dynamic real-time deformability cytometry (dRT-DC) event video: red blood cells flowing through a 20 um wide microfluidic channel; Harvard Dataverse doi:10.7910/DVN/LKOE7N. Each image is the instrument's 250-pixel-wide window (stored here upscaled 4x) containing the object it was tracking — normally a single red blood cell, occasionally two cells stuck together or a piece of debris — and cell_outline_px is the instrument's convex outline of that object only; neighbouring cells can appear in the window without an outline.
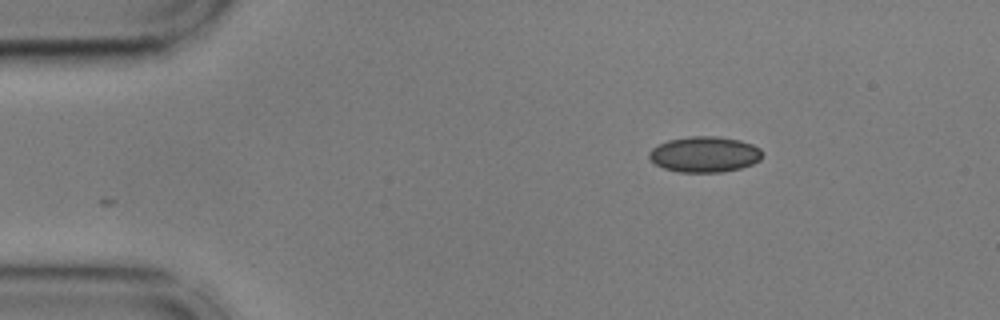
{"species": "common noctule bat (a hibernating species)", "species_latin": "Nyctalus noctula", "temperature_condition": "cold", "stored_images_in_passage": 48, "camera_frame_rate_fps": 3000, "um_per_image_px": 0.085, "animal": {"sex": "male", "body_mass_g": 17.9, "forearm_length_mm": 54.2}, "frame": {"image": 1, "passage_image": 1, "time_ms": 0.0, "image_size_px": [1000, 320], "cell_outline_px": [[764, 156], [760, 160], [752, 164], [740, 168], [720, 172], [676, 172], [664, 168], [656, 164], [648, 156], [648, 152], [652, 148], [668, 140], [688, 136], [716, 136], [740, 140], [752, 144], [760, 148], [764, 152]], "centroid_in_image_um": [59.91, 13.11], "position_along_channel_um": 25.1, "area_um2": 23.7}}
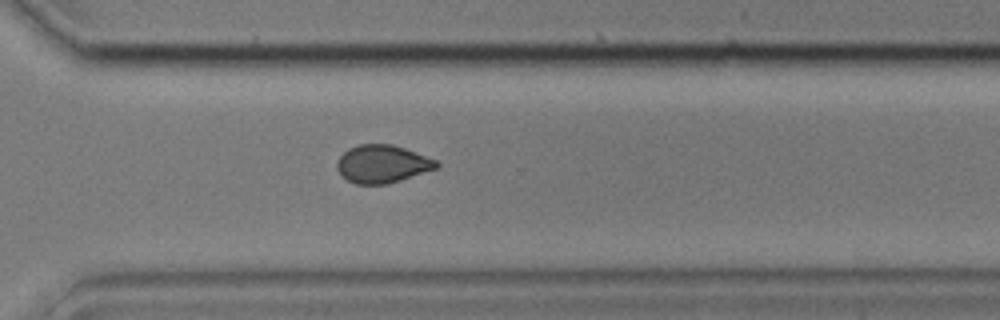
{"frame": {"image": 2, "passage_image": 32, "time_ms": 10.333, "image_size_px": [1000, 320], "cell_outline_px": [[440, 164], [436, 168], [388, 184], [356, 184], [348, 180], [336, 168], [336, 164], [340, 156], [348, 148], [360, 144], [392, 144], [404, 148], [436, 160]], "centroid_in_image_um": [32.47, 13.93], "position_along_channel_um": 338.1, "area_um2": 21.68}}
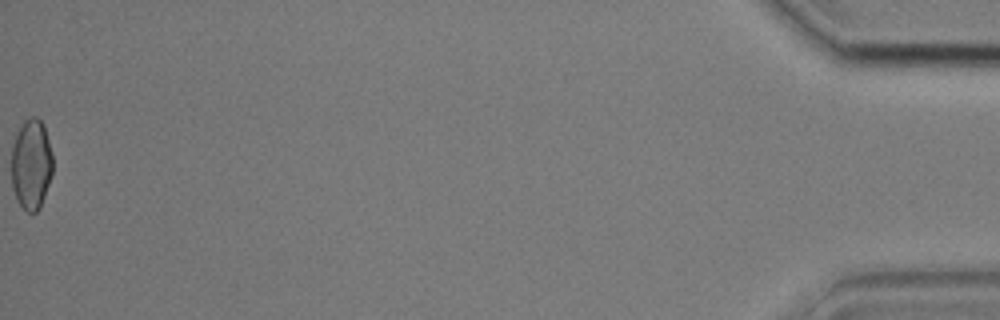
{"frame": {"image": 3, "passage_image": 48, "time_ms": 15.667, "image_size_px": [1000, 320], "cell_outline_px": [[52, 176], [40, 208], [36, 212], [28, 212], [16, 200], [12, 188], [12, 132], [24, 120], [32, 116], [36, 116], [44, 124], [52, 152]], "centroid_in_image_um": [2.64, 13.9], "position_along_channel_um": 432.6, "area_um2": 22.43}, "authors_computed_cell_mechanics": {"area_um2": 22.2819, "velocity_mm_per_s": 3.6262, "shape_relaxation_time_tau1_ms": 2.7487, "shape_relaxation_time_tau2_ms": 2.112, "deformation_change_tau1": 0.0714, "deformation_change_tau2": 0.0379}}